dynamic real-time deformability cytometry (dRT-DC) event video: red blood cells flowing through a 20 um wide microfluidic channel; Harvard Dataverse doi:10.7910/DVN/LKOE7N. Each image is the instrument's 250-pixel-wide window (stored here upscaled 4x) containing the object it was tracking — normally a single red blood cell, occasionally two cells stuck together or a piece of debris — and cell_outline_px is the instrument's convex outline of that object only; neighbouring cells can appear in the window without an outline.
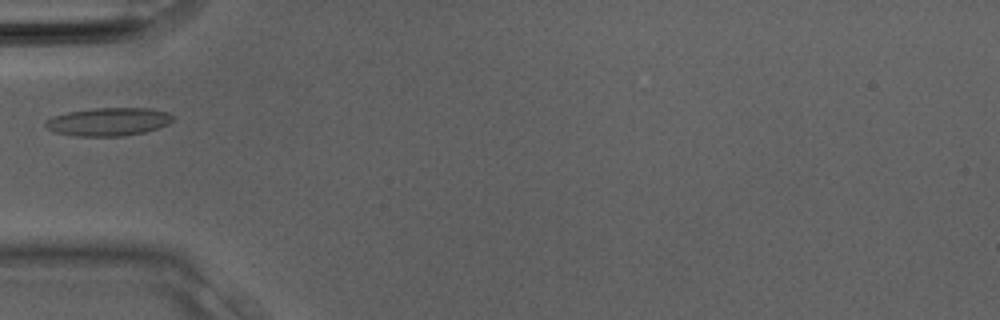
{"species": "Egyptian fruit bat (a non-hibernating species)", "species_latin": "Rousettus aegyptiacus", "temperature_condition": "room temperature", "stored_images_in_passage": 10, "camera_frame_rate_fps": 3000, "um_per_image_px": 0.085, "animal": {"sex": "male"}, "frame": {"image": 1, "passage_image": 5, "time_ms": 1.333, "image_size_px": [1000, 320], "cell_outline_px": [[172, 120], [168, 124], [144, 132], [124, 136], [76, 136], [56, 132], [48, 128], [44, 124], [44, 120], [52, 116], [68, 112], [92, 108], [152, 108], [168, 112], [172, 116]], "centroid_in_image_um": [9.2, 10.34], "position_along_channel_um": 75.8, "area_um2": 20.87}}